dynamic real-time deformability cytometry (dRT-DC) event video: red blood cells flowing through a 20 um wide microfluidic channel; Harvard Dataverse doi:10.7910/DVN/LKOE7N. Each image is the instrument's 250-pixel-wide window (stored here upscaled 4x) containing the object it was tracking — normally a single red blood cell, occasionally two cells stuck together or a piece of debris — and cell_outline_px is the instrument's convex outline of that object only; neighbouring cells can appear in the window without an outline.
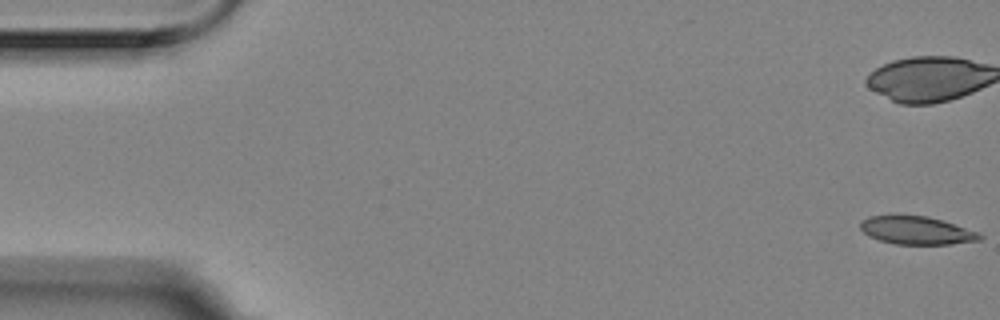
{"species": "Egyptian fruit bat (a non-hibernating species)", "species_latin": "Rousettus aegyptiacus", "temperature_condition": "room temperature", "stored_images_in_passage": 58, "camera_frame_rate_fps": 3000, "um_per_image_px": 0.085, "animal": {"sex": "female"}, "frame": {"image": 1, "passage_image": 1, "time_ms": 0.0, "image_size_px": [1000, 320], "cell_outline_px": [[984, 236], [980, 240], [952, 244], [896, 244], [880, 240], [868, 236], [860, 228], [860, 220], [868, 216], [928, 216], [980, 232]], "centroid_in_image_um": [77.92, 19.59], "position_along_channel_um": 7.1, "area_um2": 19.42}}
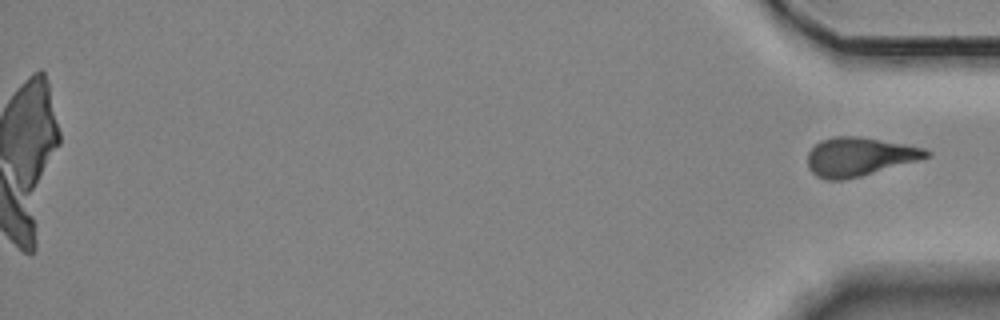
{"frame": {"image": 2, "passage_image": 58, "time_ms": 19.0, "image_size_px": [1000, 320], "cell_outline_px": [[932, 156], [860, 176], [844, 180], [828, 180], [816, 176], [808, 168], [808, 152], [820, 140], [832, 136], [856, 136], [904, 144], [924, 148], [932, 152]], "centroid_in_image_um": [73.02, 13.32], "position_along_channel_um": 362.2, "area_um2": 26.59}}